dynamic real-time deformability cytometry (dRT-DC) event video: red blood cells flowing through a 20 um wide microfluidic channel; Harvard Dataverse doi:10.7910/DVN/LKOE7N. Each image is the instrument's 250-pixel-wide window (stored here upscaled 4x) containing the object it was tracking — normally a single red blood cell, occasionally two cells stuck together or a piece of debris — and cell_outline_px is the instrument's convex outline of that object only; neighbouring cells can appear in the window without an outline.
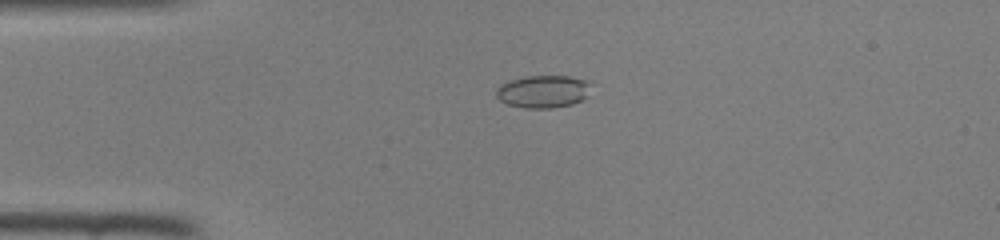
{"species": "common noctule bat (a hibernating species)", "species_latin": "Nyctalus noctula", "temperature_condition": "room temperature", "stored_images_in_passage": 39, "camera_frame_rate_fps": 3000, "um_per_image_px": 0.085, "animal": {"sex": "female", "body_mass_g": 22.0, "forearm_length_mm": 56.7}, "frame": {"image": 1, "passage_image": 3, "time_ms": 0.667, "image_size_px": [1000, 240], "cell_outline_px": [[588, 96], [572, 104], [552, 108], [524, 108], [508, 104], [500, 100], [496, 96], [496, 88], [500, 84], [508, 80], [524, 76], [568, 76], [584, 80], [588, 84]], "centroid_in_image_um": [46.1, 7.78], "position_along_channel_um": 38.9, "area_um2": 17.92}}
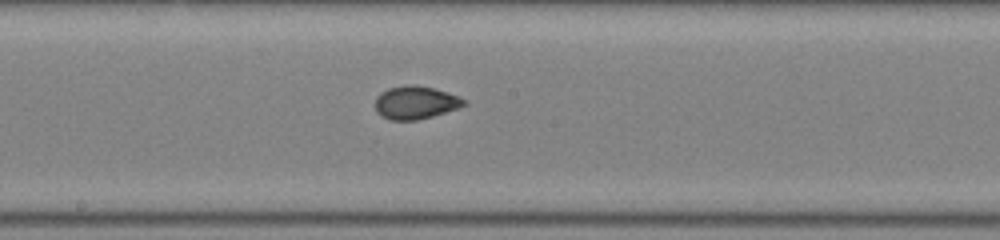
{"frame": {"image": 2, "passage_image": 17, "time_ms": 5.333, "image_size_px": [1000, 240], "cell_outline_px": [[468, 104], [432, 116], [416, 120], [392, 120], [376, 112], [376, 96], [380, 92], [388, 88], [408, 84], [412, 84], [432, 88], [456, 96], [464, 100]], "centroid_in_image_um": [35.27, 8.71], "position_along_channel_um": 212.9, "area_um2": 16.7}}
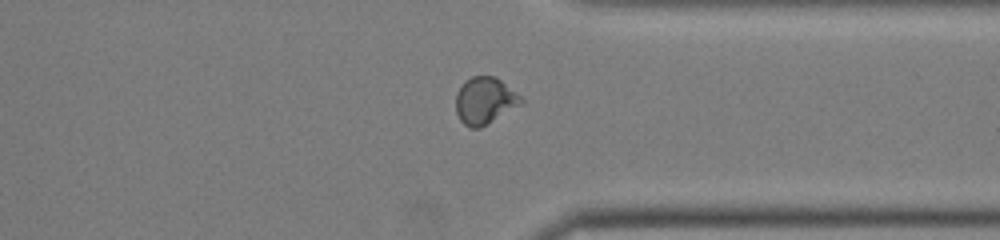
{"frame": {"image": 3, "passage_image": 28, "time_ms": 9.0, "image_size_px": [1000, 240], "cell_outline_px": [[524, 100], [520, 104], [480, 128], [468, 128], [460, 120], [456, 112], [456, 92], [464, 80], [472, 76], [492, 76], [500, 80], [520, 96]], "centroid_in_image_um": [41.15, 8.55], "position_along_channel_um": 370.3, "area_um2": 17.57}}